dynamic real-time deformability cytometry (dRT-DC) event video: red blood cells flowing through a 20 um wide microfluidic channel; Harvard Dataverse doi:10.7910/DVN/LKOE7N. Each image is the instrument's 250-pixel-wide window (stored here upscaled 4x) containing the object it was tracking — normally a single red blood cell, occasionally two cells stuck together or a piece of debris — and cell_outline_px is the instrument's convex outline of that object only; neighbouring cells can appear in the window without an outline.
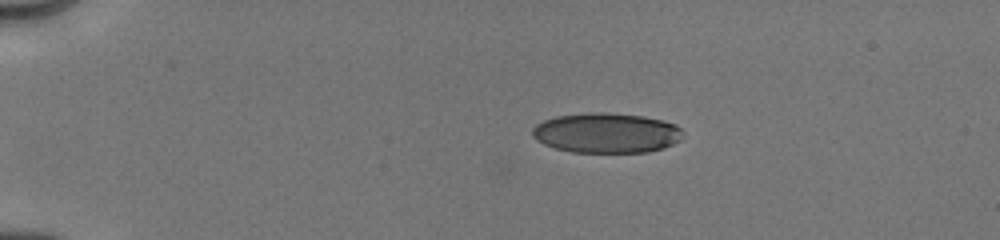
{"species": "human", "species_latin": "Homo sapiens", "temperature_condition": "cold", "stored_images_in_passage": 7, "camera_frame_rate_fps": 3000, "um_per_image_px": 0.085, "donor": {"sex": "male"}, "frame": {"image": 1, "passage_image": 1, "time_ms": 0.0, "image_size_px": [1000, 240], "cell_outline_px": [[684, 136], [680, 140], [664, 148], [648, 152], [572, 152], [556, 148], [544, 144], [536, 140], [532, 136], [532, 128], [536, 124], [544, 120], [556, 116], [592, 112], [608, 112], [644, 116], [676, 124], [680, 128]], "centroid_in_image_um": [51.55, 11.29], "position_along_channel_um": 33.5, "area_um2": 35.26}}
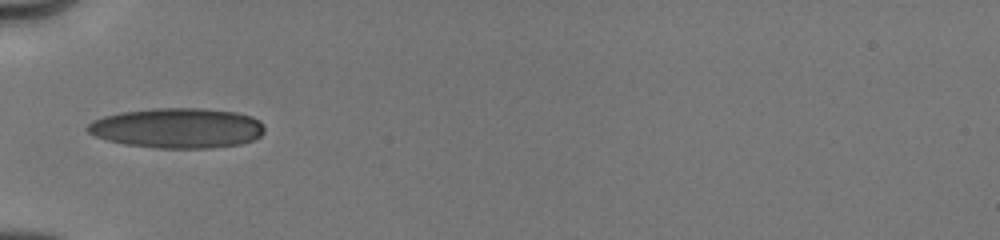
{"frame": {"image": 2, "passage_image": 5, "time_ms": 2.667, "image_size_px": [1000, 240], "cell_outline_px": [[264, 132], [260, 136], [252, 140], [240, 144], [212, 148], [156, 148], [124, 144], [108, 140], [96, 136], [88, 132], [84, 128], [92, 120], [104, 116], [120, 112], [152, 108], [204, 108], [236, 112], [252, 116], [260, 120], [264, 124]], "centroid_in_image_um": [15.08, 10.88], "position_along_channel_um": 69.9, "area_um2": 41.67}}